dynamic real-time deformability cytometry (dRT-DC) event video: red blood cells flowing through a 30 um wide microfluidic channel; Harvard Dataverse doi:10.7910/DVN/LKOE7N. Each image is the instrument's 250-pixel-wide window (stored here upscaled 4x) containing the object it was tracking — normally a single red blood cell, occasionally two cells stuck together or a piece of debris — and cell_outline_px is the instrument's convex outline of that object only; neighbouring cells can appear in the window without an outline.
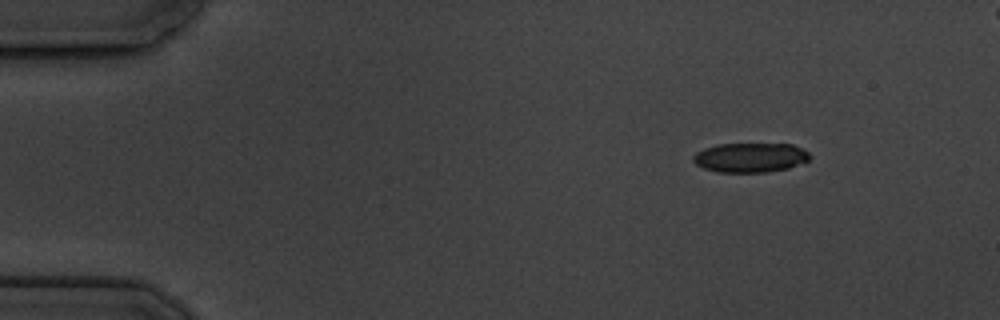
{"species": "common noctule bat (a hibernating species)", "species_latin": "Nyctalus noctula", "temperature_condition": "cold", "stored_images_in_passage": 4, "camera_frame_rate_fps": 3000, "um_per_image_px": 0.085, "animal": {"sex": "male", "body_mass_g": 19.5, "forearm_length_mm": 54.6}, "frame": {"image": 1, "passage_image": 1, "time_ms": 0.0, "image_size_px": [1000, 320], "cell_outline_px": [[812, 156], [804, 164], [788, 168], [768, 172], [716, 172], [704, 168], [696, 164], [692, 160], [692, 156], [696, 152], [704, 148], [716, 144], [792, 144], [808, 152]], "centroid_in_image_um": [63.78, 13.39], "position_along_channel_um": 21.2, "area_um2": 20.23}}